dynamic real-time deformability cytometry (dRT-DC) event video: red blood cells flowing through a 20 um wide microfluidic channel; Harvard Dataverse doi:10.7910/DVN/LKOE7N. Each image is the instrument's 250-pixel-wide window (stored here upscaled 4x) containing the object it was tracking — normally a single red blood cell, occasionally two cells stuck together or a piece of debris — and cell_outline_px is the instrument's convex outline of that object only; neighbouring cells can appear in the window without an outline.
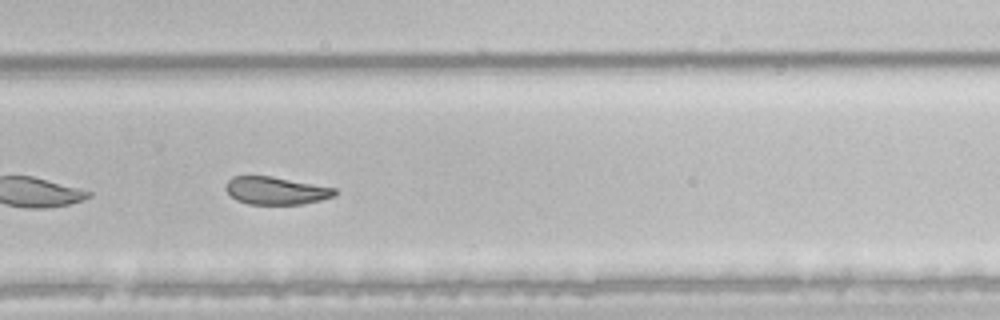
{"species": "common noctule bat (a hibernating species)", "species_latin": "Nyctalus noctula", "temperature_condition": "room temperature", "stored_images_in_passage": 42, "camera_frame_rate_fps": 3000, "um_per_image_px": 0.085, "animal": {"sex": "male", "body_mass_g": 21.5, "forearm_length_mm": 52.0}, "frame": {"image": 1, "passage_image": 24, "time_ms": 7.667, "image_size_px": [1000, 320], "cell_outline_px": [[336, 196], [320, 200], [300, 204], [248, 204], [236, 200], [224, 188], [228, 180], [232, 176], [272, 176], [336, 188]], "centroid_in_image_um": [23.45, 16.2], "position_along_channel_um": 306.4, "area_um2": 17.57}, "authors_computed_cell_mechanics": {"area_um2": 19.7676, "velocity_mm_per_s": 3.9819, "shape_relaxation_time_tau1_ms": 8.2298, "shape_relaxation_time_tau2_ms": 6.155, "deformation_change_tau1": 0.1947, "deformation_change_tau2": 0.1388}}